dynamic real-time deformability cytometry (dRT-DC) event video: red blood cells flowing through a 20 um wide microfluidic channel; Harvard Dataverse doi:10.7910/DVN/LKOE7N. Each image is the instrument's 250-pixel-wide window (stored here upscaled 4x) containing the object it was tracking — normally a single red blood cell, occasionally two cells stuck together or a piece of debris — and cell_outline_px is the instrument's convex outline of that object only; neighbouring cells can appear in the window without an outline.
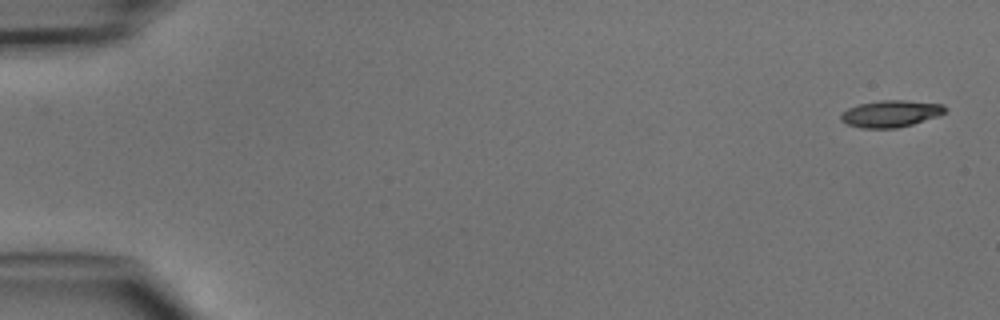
{"species": "common noctule bat (a hibernating species)", "species_latin": "Nyctalus noctula", "temperature_condition": "cold", "stored_images_in_passage": 3, "segment_of_instrument_passage": [2, 2], "camera_frame_rate_fps": 3000, "um_per_image_px": 0.085, "animal": {"sex": "male", "body_mass_g": 15.6}, "frame": {"image": 1, "passage_image": 3, "time_ms": 2.333, "image_size_px": [1000, 320], "cell_outline_px": [[948, 112], [940, 116], [912, 124], [896, 128], [864, 128], [848, 124], [840, 120], [840, 116], [848, 108], [860, 104], [880, 100], [904, 100], [944, 104], [948, 108]], "centroid_in_image_um": [75.79, 9.65], "position_along_channel_um": 9.2, "area_um2": 16.36}}